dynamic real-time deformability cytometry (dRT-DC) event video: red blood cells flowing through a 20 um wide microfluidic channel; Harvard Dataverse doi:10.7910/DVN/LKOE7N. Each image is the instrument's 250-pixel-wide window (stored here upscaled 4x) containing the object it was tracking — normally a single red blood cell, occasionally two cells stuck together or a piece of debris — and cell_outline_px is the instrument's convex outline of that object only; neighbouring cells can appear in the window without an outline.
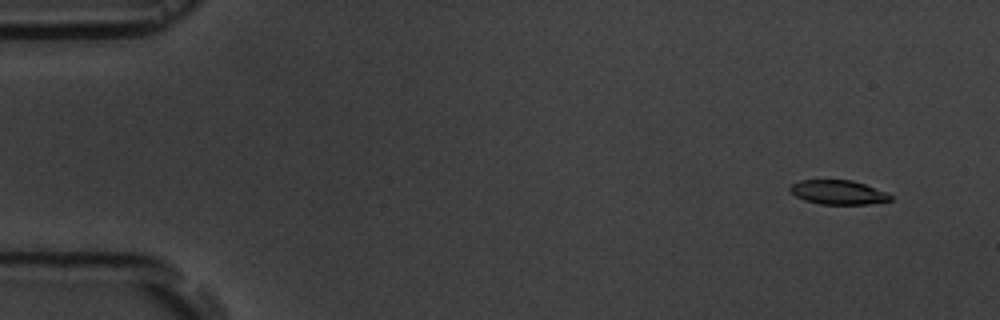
{"species": "common noctule bat (a hibernating species)", "species_latin": "Nyctalus noctula", "temperature_condition": "room temperature", "stored_images_in_passage": 5, "camera_frame_rate_fps": 3000, "um_per_image_px": 0.085, "animal": {"sex": "male", "body_mass_g": 19.5, "forearm_length_mm": 54.6}, "frame": {"image": 1, "passage_image": 1, "time_ms": 0.0, "image_size_px": [1000, 320], "cell_outline_px": [[892, 200], [868, 204], [820, 204], [804, 200], [796, 196], [788, 188], [792, 184], [800, 180], [852, 180], [864, 184], [884, 192], [892, 196]], "centroid_in_image_um": [71.22, 16.35], "position_along_channel_um": 13.8, "area_um2": 13.99}}